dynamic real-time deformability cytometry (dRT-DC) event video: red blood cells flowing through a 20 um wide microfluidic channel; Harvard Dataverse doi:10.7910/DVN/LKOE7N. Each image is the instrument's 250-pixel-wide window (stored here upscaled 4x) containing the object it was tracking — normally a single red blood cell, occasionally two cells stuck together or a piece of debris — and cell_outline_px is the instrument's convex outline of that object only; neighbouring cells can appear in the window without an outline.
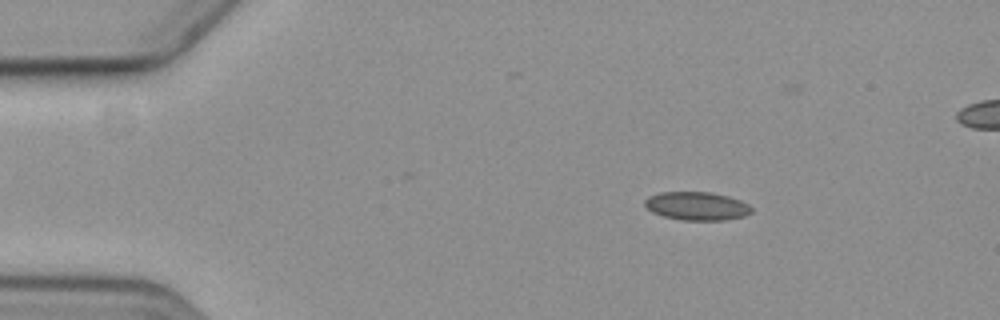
{"species": "common noctule bat (a hibernating species)", "species_latin": "Nyctalus noctula", "temperature_condition": "cold", "stored_images_in_passage": 2, "camera_frame_rate_fps": 3000, "um_per_image_px": 0.085, "animal": {"sex": "female", "body_mass_g": 19.3, "forearm_length_mm": 54.1}, "frame": {"image": 1, "passage_image": 1, "time_ms": 0.0, "image_size_px": [1000, 320], "cell_outline_px": [[752, 212], [744, 216], [724, 220], [680, 220], [664, 216], [652, 212], [644, 204], [644, 200], [648, 196], [660, 192], [708, 192], [728, 196], [740, 200], [748, 204], [752, 208]], "centroid_in_image_um": [59.22, 17.51], "position_along_channel_um": 25.8, "area_um2": 17.63}}